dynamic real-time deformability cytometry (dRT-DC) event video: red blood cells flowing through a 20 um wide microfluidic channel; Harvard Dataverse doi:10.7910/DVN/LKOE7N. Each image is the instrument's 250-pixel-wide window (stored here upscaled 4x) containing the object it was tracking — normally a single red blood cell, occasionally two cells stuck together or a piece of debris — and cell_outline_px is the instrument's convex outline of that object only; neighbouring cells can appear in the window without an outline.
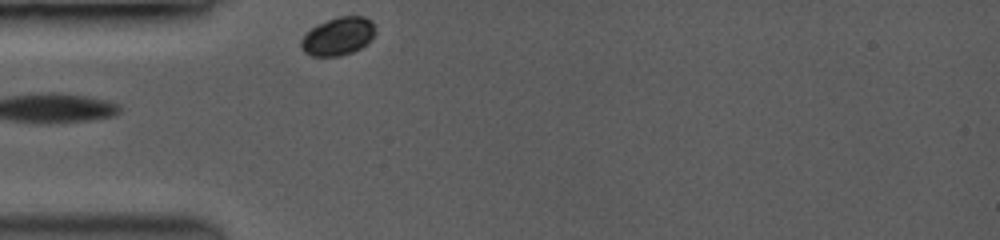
{"species": "common noctule bat (a hibernating species)", "species_latin": "Nyctalus noctula", "temperature_condition": "room temperature", "stored_images_in_passage": 1, "camera_frame_rate_fps": 3500, "um_per_image_px": 0.085, "animal": {"sex": "female", "body_mass_g": 19.0, "forearm_length_mm": 53.3}, "frame": {"image": 1, "passage_image": 1, "time_ms": 0.0, "image_size_px": [1000, 240], "cell_outline_px": [[376, 32], [372, 40], [368, 44], [352, 52], [340, 56], [312, 56], [304, 52], [300, 48], [300, 40], [312, 28], [328, 20], [340, 16], [364, 16], [376, 28]], "centroid_in_image_um": [28.76, 3.11], "position_along_channel_um": 56.2, "area_um2": 16.42}}